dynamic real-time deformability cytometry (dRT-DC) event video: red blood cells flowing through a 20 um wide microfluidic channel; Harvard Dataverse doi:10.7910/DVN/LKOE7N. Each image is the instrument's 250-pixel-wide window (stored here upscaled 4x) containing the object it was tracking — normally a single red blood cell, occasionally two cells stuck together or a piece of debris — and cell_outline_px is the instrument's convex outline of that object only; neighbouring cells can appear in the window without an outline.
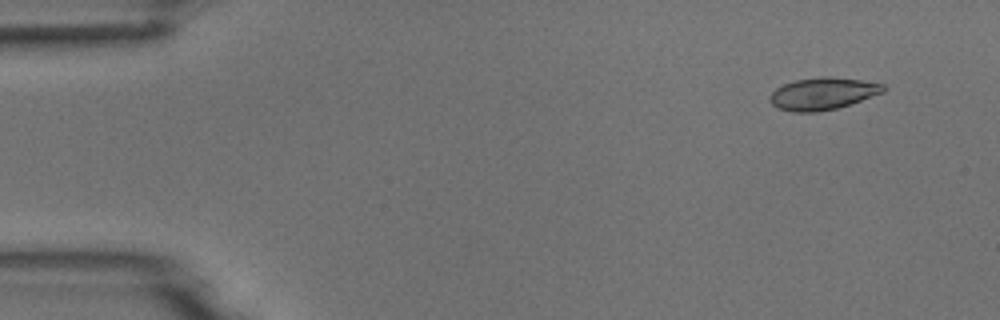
{"species": "common noctule bat (a hibernating species)", "species_latin": "Nyctalus noctula", "temperature_condition": "room temperature", "stored_images_in_passage": 5, "camera_frame_rate_fps": 3000, "um_per_image_px": 0.085, "animal": {"sex": "male", "body_mass_g": 18.8}, "frame": {"image": 1, "passage_image": 2, "time_ms": 1.0, "image_size_px": [1000, 320], "cell_outline_px": [[884, 92], [836, 108], [816, 112], [792, 112], [776, 108], [768, 100], [768, 96], [776, 88], [784, 84], [796, 80], [820, 76], [832, 76], [860, 80], [884, 84]], "centroid_in_image_um": [69.87, 7.95], "position_along_channel_um": 15.1, "area_um2": 21.21}}
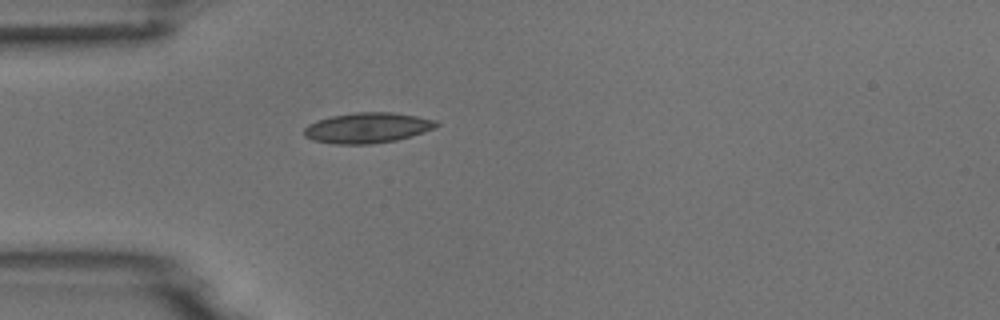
{"frame": {"image": 2, "passage_image": 5, "time_ms": 4.667, "image_size_px": [1000, 320], "cell_outline_px": [[440, 124], [424, 132], [412, 136], [396, 140], [372, 144], [336, 144], [312, 140], [304, 136], [304, 128], [308, 124], [316, 120], [332, 116], [356, 112], [392, 112], [416, 116], [436, 120]], "centroid_in_image_um": [31.21, 10.86], "position_along_channel_um": 53.8, "area_um2": 23.47}}